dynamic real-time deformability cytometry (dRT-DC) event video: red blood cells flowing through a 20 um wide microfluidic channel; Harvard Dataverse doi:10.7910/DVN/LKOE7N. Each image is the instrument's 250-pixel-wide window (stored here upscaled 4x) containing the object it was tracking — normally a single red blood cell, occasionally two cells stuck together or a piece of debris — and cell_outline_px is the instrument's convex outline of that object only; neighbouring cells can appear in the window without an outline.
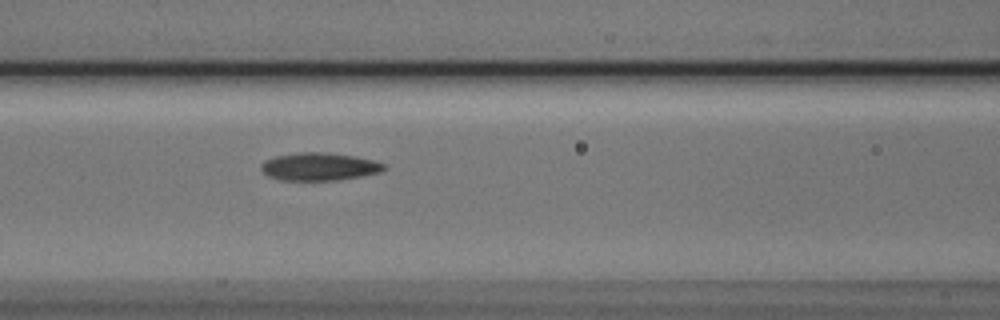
{"species": "Egyptian fruit bat (a non-hibernating species)", "species_latin": "Rousettus aegyptiacus", "temperature_condition": "cold", "stored_images_in_passage": 4, "segment_of_instrument_passage": [1, 2], "camera_frame_rate_fps": 3000, "um_per_image_px": 0.085, "animal": {"sex": "male"}, "frame": {"image": 1, "passage_image": 3, "time_ms": 0.667, "image_size_px": [1000, 320], "cell_outline_px": [[388, 168], [380, 172], [360, 176], [336, 180], [280, 180], [268, 176], [260, 168], [260, 164], [264, 160], [276, 156], [300, 152], [328, 152], [356, 156], [372, 160], [384, 164]], "centroid_in_image_um": [27.12, 14.15], "position_along_channel_um": 139.5, "area_um2": 19.94}}